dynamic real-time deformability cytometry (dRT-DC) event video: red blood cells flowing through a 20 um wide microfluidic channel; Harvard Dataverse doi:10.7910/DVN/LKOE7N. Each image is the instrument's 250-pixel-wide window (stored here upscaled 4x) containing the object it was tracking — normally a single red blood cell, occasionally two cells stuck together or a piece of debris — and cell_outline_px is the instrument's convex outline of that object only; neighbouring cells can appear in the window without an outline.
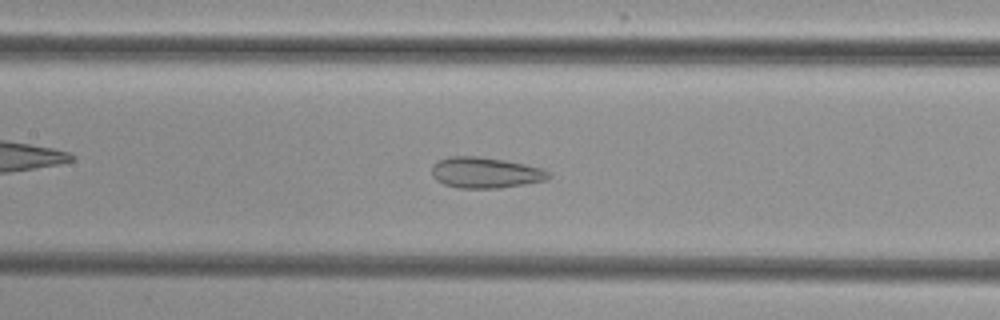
{"species": "common noctule bat (a hibernating species)", "species_latin": "Nyctalus noctula", "temperature_condition": "cold", "stored_images_in_passage": 54, "camera_frame_rate_fps": 3000, "um_per_image_px": 0.085, "animal": {"sex": "female", "body_mass_g": 29.2, "forearm_length_mm": 56.3}, "frame": {"image": 1, "passage_image": 26, "time_ms": 8.333, "image_size_px": [1000, 320], "cell_outline_px": [[552, 176], [548, 180], [500, 188], [456, 188], [444, 184], [436, 180], [432, 176], [432, 164], [440, 160], [452, 156], [480, 156], [504, 160], [544, 168], [552, 172]], "centroid_in_image_um": [41.3, 14.68], "position_along_channel_um": 166.1, "area_um2": 21.27}}
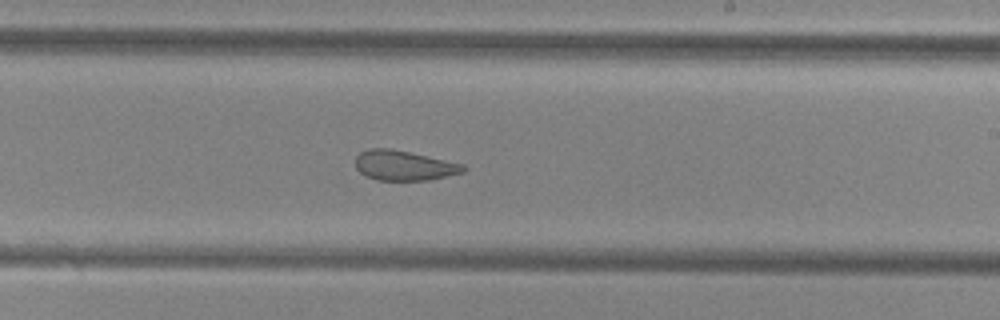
{"frame": {"image": 2, "passage_image": 33, "time_ms": 10.667, "image_size_px": [1000, 320], "cell_outline_px": [[468, 168], [464, 172], [432, 180], [376, 180], [364, 176], [356, 168], [356, 156], [360, 152], [368, 148], [392, 148], [464, 164]], "centroid_in_image_um": [34.35, 14.07], "position_along_channel_um": 254.7, "area_um2": 19.07}}
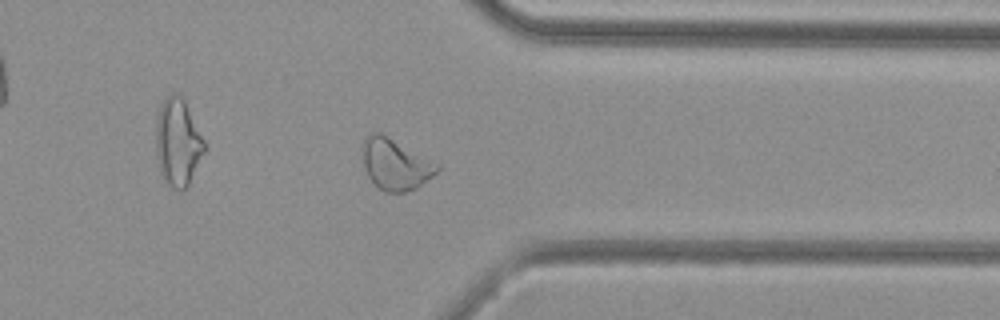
{"frame": {"image": 3, "passage_image": 43, "time_ms": 14.0, "image_size_px": [1000, 320], "cell_outline_px": [[440, 168], [432, 176], [416, 188], [404, 192], [384, 192], [368, 176], [364, 164], [364, 140], [372, 132], [380, 132], [440, 164]], "centroid_in_image_um": [33.64, 13.96], "position_along_channel_um": 377.8, "area_um2": 21.73}, "authors_computed_cell_mechanics": {"area_um2": 24.5361, "velocity_mm_per_s": 3.8085, "shape_relaxation_time_tau1_ms": null, "shape_relaxation_time_tau2_ms": 1.6418, "deformation_change_tau1": null, "deformation_change_tau2": 0.083}}